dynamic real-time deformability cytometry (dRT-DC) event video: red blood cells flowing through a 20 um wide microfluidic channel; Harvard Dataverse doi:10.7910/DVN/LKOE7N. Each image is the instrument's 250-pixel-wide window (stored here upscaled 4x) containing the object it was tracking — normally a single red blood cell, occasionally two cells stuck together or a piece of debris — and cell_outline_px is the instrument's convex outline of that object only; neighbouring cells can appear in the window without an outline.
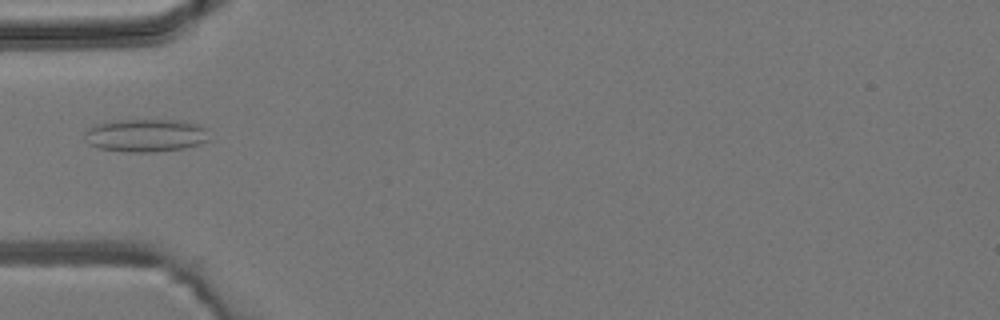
{"species": "common noctule bat (a hibernating species)", "species_latin": "Nyctalus noctula", "temperature_condition": "room temperature", "stored_images_in_passage": 4, "camera_frame_rate_fps": 3000, "um_per_image_px": 0.085, "animal": {"sex": "male", "body_mass_g": 19.2, "forearm_length_mm": 51.8}, "frame": {"image": 1, "passage_image": 4, "time_ms": 4.0, "image_size_px": [1000, 320], "cell_outline_px": [[212, 140], [200, 144], [184, 148], [152, 152], [128, 152], [100, 148], [88, 144], [84, 140], [84, 128], [96, 124], [112, 120], [184, 120], [200, 124], [204, 128]], "centroid_in_image_um": [12.37, 11.5], "position_along_channel_um": 72.6, "area_um2": 24.39}}